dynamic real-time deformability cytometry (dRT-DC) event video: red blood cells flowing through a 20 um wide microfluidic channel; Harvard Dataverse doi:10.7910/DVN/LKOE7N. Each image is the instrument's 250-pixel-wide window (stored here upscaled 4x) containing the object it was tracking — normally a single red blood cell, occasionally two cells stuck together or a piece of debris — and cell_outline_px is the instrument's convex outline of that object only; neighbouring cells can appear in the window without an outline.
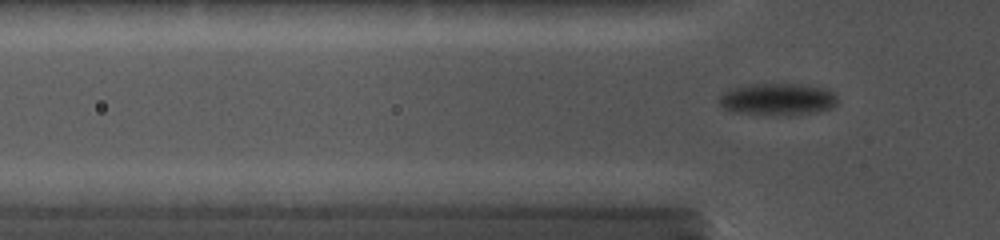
{"species": "common noctule bat (a hibernating species)", "species_latin": "Nyctalus noctula", "temperature_condition": "cold", "stored_images_in_passage": 41, "camera_frame_rate_fps": 5000, "um_per_image_px": 0.085, "animal": {"sex": "female", "body_mass_g": 19.0, "forearm_length_mm": 56.7}, "frame": {"image": 1, "passage_image": 9, "time_ms": 2.0, "image_size_px": [1000, 240], "cell_outline_px": [[836, 104], [832, 108], [816, 112], [788, 116], [732, 112], [724, 108], [720, 104], [720, 96], [728, 88], [748, 84], [804, 84], [828, 88], [836, 96]], "centroid_in_image_um": [66.11, 8.43], "position_along_channel_um": 59.7, "area_um2": 22.43}}
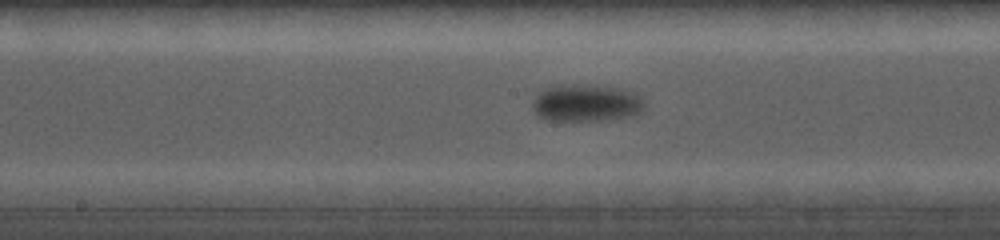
{"frame": {"image": 2, "passage_image": 24, "time_ms": 5.6, "image_size_px": [1000, 240], "cell_outline_px": [[644, 112], [632, 116], [600, 120], [548, 120], [540, 116], [532, 108], [532, 104], [536, 96], [544, 88], [556, 84], [576, 84], [620, 88], [636, 92], [640, 96], [644, 104]], "centroid_in_image_um": [49.85, 8.74], "position_along_channel_um": 198.3, "area_um2": 24.39}}
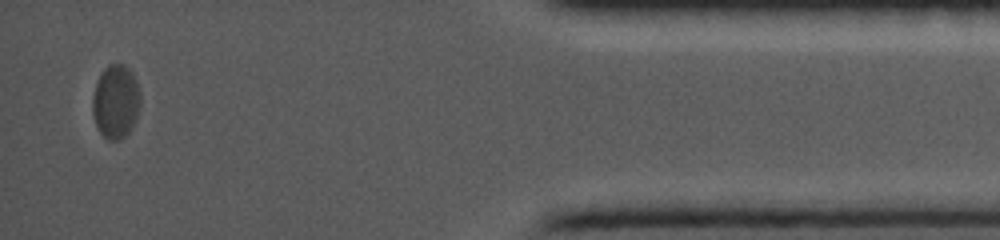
{"frame": {"image": 3, "passage_image": 39, "time_ms": 12.6, "image_size_px": [1000, 240], "cell_outline_px": [[140, 104], [132, 128], [120, 140], [108, 140], [100, 132], [96, 124], [92, 112], [92, 96], [96, 84], [104, 68], [108, 64], [124, 64], [132, 72], [136, 80], [140, 92]], "centroid_in_image_um": [9.84, 8.63], "position_along_channel_um": 425.4, "area_um2": 20.52}}